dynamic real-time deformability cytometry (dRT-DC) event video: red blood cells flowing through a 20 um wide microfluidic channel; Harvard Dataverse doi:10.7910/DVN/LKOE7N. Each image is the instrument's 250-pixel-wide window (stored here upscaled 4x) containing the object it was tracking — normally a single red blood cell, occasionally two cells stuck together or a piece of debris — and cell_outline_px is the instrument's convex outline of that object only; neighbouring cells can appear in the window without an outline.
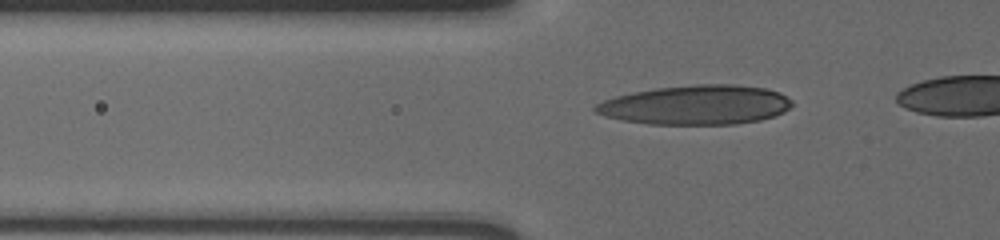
{"species": "human", "species_latin": "Homo sapiens", "temperature_condition": "cold", "stored_images_in_passage": 33, "camera_frame_rate_fps": 3000, "um_per_image_px": 0.085, "donor": {"sex": "male"}, "frame": {"image": 1, "passage_image": 2, "time_ms": 0.333, "image_size_px": [1000, 240], "cell_outline_px": [[792, 104], [784, 112], [760, 120], [736, 124], [648, 124], [624, 120], [604, 116], [596, 112], [592, 108], [596, 104], [604, 100], [616, 96], [632, 92], [656, 88], [696, 84], [732, 84], [764, 88], [780, 92], [792, 100]], "centroid_in_image_um": [59.15, 8.91], "position_along_channel_um": 66.6, "area_um2": 45.08}}
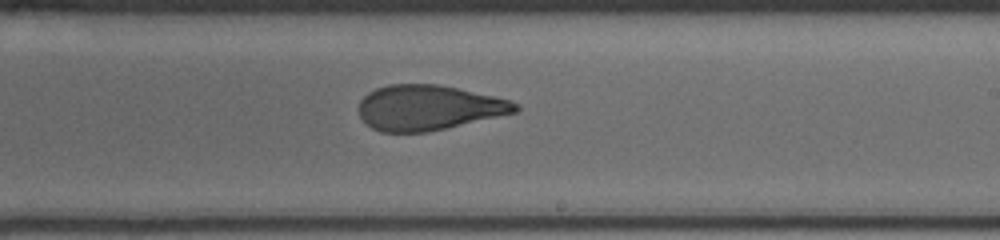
{"frame": {"image": 2, "passage_image": 18, "time_ms": 5.667, "image_size_px": [1000, 240], "cell_outline_px": [[520, 108], [516, 112], [428, 132], [380, 132], [372, 128], [360, 116], [360, 100], [368, 92], [376, 88], [388, 84], [436, 84], [456, 88], [492, 96], [508, 100], [516, 104]], "centroid_in_image_um": [36.38, 9.15], "position_along_channel_um": 252.6, "area_um2": 40.63}}
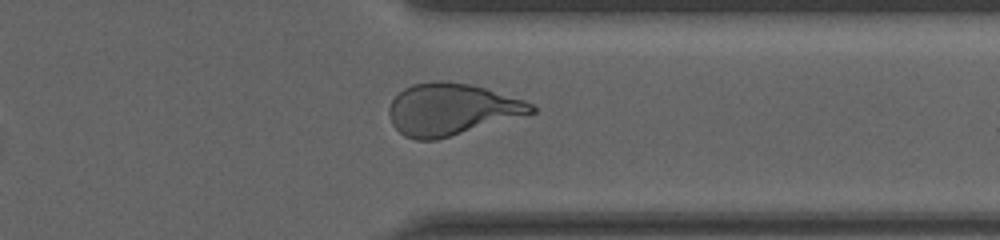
{"frame": {"image": 3, "passage_image": 28, "time_ms": 9.0, "image_size_px": [1000, 240], "cell_outline_px": [[536, 112], [436, 140], [416, 140], [404, 136], [392, 124], [388, 112], [388, 108], [392, 100], [404, 88], [412, 84], [436, 80], [444, 80], [472, 84], [524, 100], [532, 104], [536, 108]], "centroid_in_image_um": [38.35, 9.28], "position_along_channel_um": 373.1, "area_um2": 42.83}}